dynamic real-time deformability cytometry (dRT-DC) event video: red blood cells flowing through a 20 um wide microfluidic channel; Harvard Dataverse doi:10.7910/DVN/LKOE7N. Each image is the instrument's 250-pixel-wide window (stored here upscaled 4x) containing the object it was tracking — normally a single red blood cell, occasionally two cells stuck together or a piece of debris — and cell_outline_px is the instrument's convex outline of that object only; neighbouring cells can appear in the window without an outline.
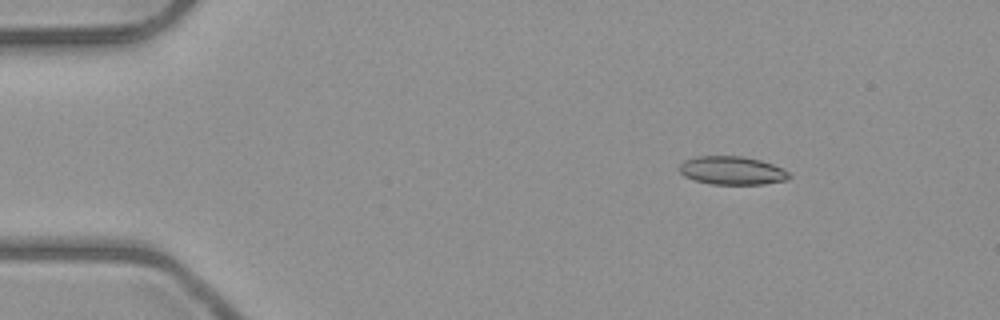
{"species": "common noctule bat (a hibernating species)", "species_latin": "Nyctalus noctula", "temperature_condition": "room temperature", "stored_images_in_passage": 6, "camera_frame_rate_fps": 3000, "um_per_image_px": 0.085, "animal": {"sex": "male", "body_mass_g": 23.1, "forearm_length_mm": 52.7}, "frame": {"image": 1, "passage_image": 2, "time_ms": 1.333, "image_size_px": [1000, 320], "cell_outline_px": [[792, 176], [788, 180], [764, 184], [712, 184], [696, 180], [684, 176], [676, 168], [684, 160], [696, 156], [744, 156], [760, 160], [784, 168]], "centroid_in_image_um": [62.23, 14.49], "position_along_channel_um": 22.8, "area_um2": 18.32}}
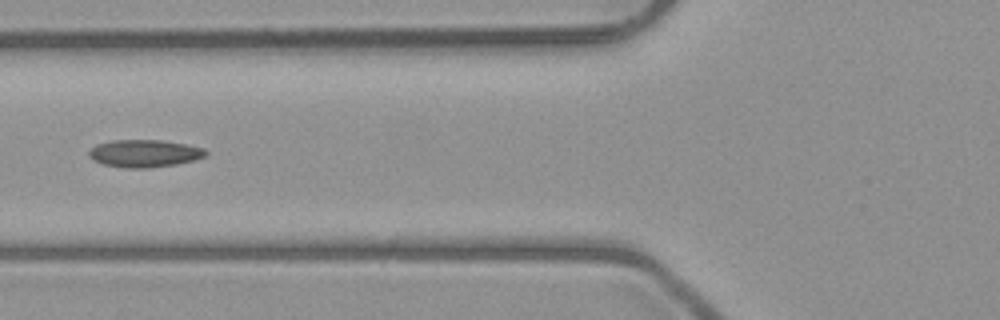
{"frame": {"image": 2, "passage_image": 6, "time_ms": 5.667, "image_size_px": [1000, 320], "cell_outline_px": [[208, 152], [204, 156], [192, 160], [176, 164], [148, 168], [128, 168], [104, 164], [88, 156], [88, 152], [96, 144], [112, 140], [160, 140], [188, 144], [204, 148]], "centroid_in_image_um": [12.28, 13.03], "position_along_channel_um": 113.5, "area_um2": 18.55}}